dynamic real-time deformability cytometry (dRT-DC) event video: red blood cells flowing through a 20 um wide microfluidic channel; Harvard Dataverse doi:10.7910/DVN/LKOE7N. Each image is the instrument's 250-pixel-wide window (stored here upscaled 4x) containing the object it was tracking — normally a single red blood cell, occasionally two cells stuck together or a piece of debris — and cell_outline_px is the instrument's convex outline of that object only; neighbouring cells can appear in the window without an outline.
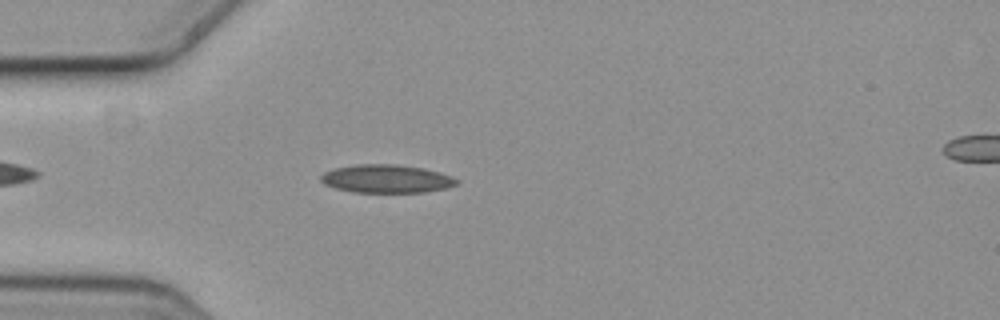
{"species": "common noctule bat (a hibernating species)", "species_latin": "Nyctalus noctula", "temperature_condition": "cold", "stored_images_in_passage": 3, "segment_of_instrument_passage": [1, 2], "camera_frame_rate_fps": 3000, "um_per_image_px": 0.085, "animal": {"sex": "female", "body_mass_g": 19.3, "forearm_length_mm": 54.1}, "frame": {"image": 1, "passage_image": 2, "time_ms": 0.333, "image_size_px": [1000, 320], "cell_outline_px": [[460, 184], [444, 188], [424, 192], [352, 192], [336, 188], [324, 184], [320, 180], [320, 176], [324, 172], [332, 168], [356, 164], [396, 164], [424, 168], [440, 172], [452, 176], [460, 180]], "centroid_in_image_um": [32.85, 15.18], "position_along_channel_um": 52.1, "area_um2": 22.54}}